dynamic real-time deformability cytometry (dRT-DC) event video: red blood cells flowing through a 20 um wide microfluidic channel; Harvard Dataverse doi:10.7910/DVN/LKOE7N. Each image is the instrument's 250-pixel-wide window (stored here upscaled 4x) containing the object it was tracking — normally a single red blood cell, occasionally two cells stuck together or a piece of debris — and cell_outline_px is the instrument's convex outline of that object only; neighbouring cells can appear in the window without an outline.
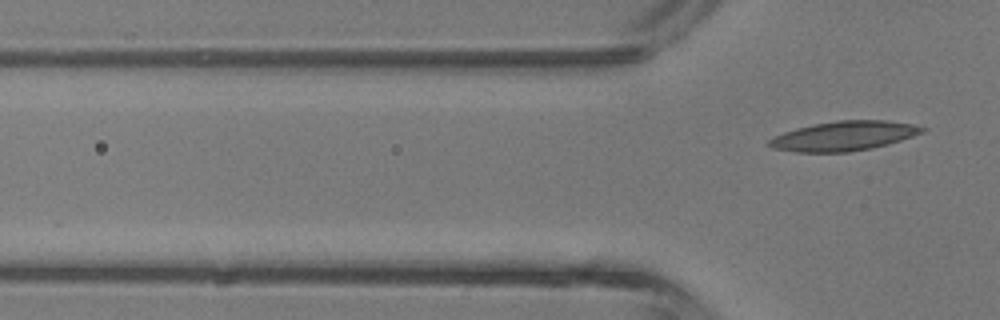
{"species": "common noctule bat (a hibernating species)", "species_latin": "Nyctalus noctula", "temperature_condition": "room temperature", "stored_images_in_passage": 4, "camera_frame_rate_fps": 3000, "um_per_image_px": 0.085, "animal": {"sex": "male", "body_mass_g": 13.3}, "frame": {"image": 1, "passage_image": 4, "time_ms": 4.333, "image_size_px": [1000, 320], "cell_outline_px": [[928, 128], [924, 132], [900, 140], [872, 148], [848, 152], [796, 152], [772, 148], [768, 144], [768, 140], [784, 132], [796, 128], [812, 124], [836, 120], [884, 120], [912, 124]], "centroid_in_image_um": [71.72, 11.55], "position_along_channel_um": 54.1, "area_um2": 26.24}}